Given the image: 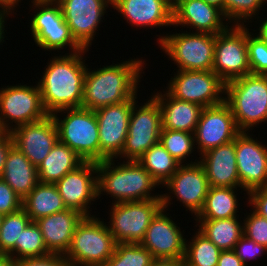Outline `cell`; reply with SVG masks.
I'll use <instances>...</instances> for the list:
<instances>
[{"mask_svg": "<svg viewBox=\"0 0 267 266\" xmlns=\"http://www.w3.org/2000/svg\"><path fill=\"white\" fill-rule=\"evenodd\" d=\"M22 208L34 222L67 209L55 184L41 182L22 200Z\"/></svg>", "mask_w": 267, "mask_h": 266, "instance_id": "30", "label": "cell"}, {"mask_svg": "<svg viewBox=\"0 0 267 266\" xmlns=\"http://www.w3.org/2000/svg\"><path fill=\"white\" fill-rule=\"evenodd\" d=\"M261 20H260V19ZM259 18H256L257 20H256V23H257V21L259 20V22L257 23L259 26V28H257L256 30H255V28H254V30H252L253 32H256L255 33V35L257 36V37H259L264 43H266L267 44V17H265V18H261V17H259ZM264 20V21H263ZM257 30L259 31V32H257Z\"/></svg>", "mask_w": 267, "mask_h": 266, "instance_id": "48", "label": "cell"}, {"mask_svg": "<svg viewBox=\"0 0 267 266\" xmlns=\"http://www.w3.org/2000/svg\"><path fill=\"white\" fill-rule=\"evenodd\" d=\"M52 117L61 143L74 150L84 161L100 162L99 129L95 111L83 107L62 109L53 113Z\"/></svg>", "mask_w": 267, "mask_h": 266, "instance_id": "8", "label": "cell"}, {"mask_svg": "<svg viewBox=\"0 0 267 266\" xmlns=\"http://www.w3.org/2000/svg\"><path fill=\"white\" fill-rule=\"evenodd\" d=\"M20 3H21V0H0V7L9 8L17 12L16 8L20 7L19 5Z\"/></svg>", "mask_w": 267, "mask_h": 266, "instance_id": "50", "label": "cell"}, {"mask_svg": "<svg viewBox=\"0 0 267 266\" xmlns=\"http://www.w3.org/2000/svg\"><path fill=\"white\" fill-rule=\"evenodd\" d=\"M144 103L133 102L128 135L121 154L116 158L137 161L152 145L160 141L162 114L158 101L151 95ZM122 158V159H121Z\"/></svg>", "mask_w": 267, "mask_h": 266, "instance_id": "9", "label": "cell"}, {"mask_svg": "<svg viewBox=\"0 0 267 266\" xmlns=\"http://www.w3.org/2000/svg\"><path fill=\"white\" fill-rule=\"evenodd\" d=\"M137 161L158 182L160 187L171 178L181 165L160 141L145 151Z\"/></svg>", "mask_w": 267, "mask_h": 266, "instance_id": "32", "label": "cell"}, {"mask_svg": "<svg viewBox=\"0 0 267 266\" xmlns=\"http://www.w3.org/2000/svg\"><path fill=\"white\" fill-rule=\"evenodd\" d=\"M225 102L241 132L267 123V81L262 75H245L225 84Z\"/></svg>", "mask_w": 267, "mask_h": 266, "instance_id": "4", "label": "cell"}, {"mask_svg": "<svg viewBox=\"0 0 267 266\" xmlns=\"http://www.w3.org/2000/svg\"><path fill=\"white\" fill-rule=\"evenodd\" d=\"M88 51L91 50L54 54L46 62L41 79L36 82L41 91L43 106L49 115L62 109L82 107L84 78L89 66L85 63Z\"/></svg>", "mask_w": 267, "mask_h": 266, "instance_id": "2", "label": "cell"}, {"mask_svg": "<svg viewBox=\"0 0 267 266\" xmlns=\"http://www.w3.org/2000/svg\"><path fill=\"white\" fill-rule=\"evenodd\" d=\"M172 11V26L189 28V32L216 35L224 32L230 25L220 9L203 0H176Z\"/></svg>", "mask_w": 267, "mask_h": 266, "instance_id": "22", "label": "cell"}, {"mask_svg": "<svg viewBox=\"0 0 267 266\" xmlns=\"http://www.w3.org/2000/svg\"><path fill=\"white\" fill-rule=\"evenodd\" d=\"M217 266H246L233 250H224L220 253Z\"/></svg>", "mask_w": 267, "mask_h": 266, "instance_id": "46", "label": "cell"}, {"mask_svg": "<svg viewBox=\"0 0 267 266\" xmlns=\"http://www.w3.org/2000/svg\"><path fill=\"white\" fill-rule=\"evenodd\" d=\"M117 161L97 162L98 199L103 194L110 195L112 204L162 199L161 192L152 193L160 185L138 161Z\"/></svg>", "mask_w": 267, "mask_h": 266, "instance_id": "3", "label": "cell"}, {"mask_svg": "<svg viewBox=\"0 0 267 266\" xmlns=\"http://www.w3.org/2000/svg\"><path fill=\"white\" fill-rule=\"evenodd\" d=\"M95 110L99 129L100 162L116 159L123 149L128 135L133 102L139 97Z\"/></svg>", "mask_w": 267, "mask_h": 266, "instance_id": "16", "label": "cell"}, {"mask_svg": "<svg viewBox=\"0 0 267 266\" xmlns=\"http://www.w3.org/2000/svg\"><path fill=\"white\" fill-rule=\"evenodd\" d=\"M263 0H224V16L228 23L233 25H250L252 22L263 15L259 12L265 8ZM260 13V14H259ZM257 16V17H256ZM251 22V24H249Z\"/></svg>", "mask_w": 267, "mask_h": 266, "instance_id": "37", "label": "cell"}, {"mask_svg": "<svg viewBox=\"0 0 267 266\" xmlns=\"http://www.w3.org/2000/svg\"><path fill=\"white\" fill-rule=\"evenodd\" d=\"M151 266H185L183 259H155Z\"/></svg>", "mask_w": 267, "mask_h": 266, "instance_id": "49", "label": "cell"}, {"mask_svg": "<svg viewBox=\"0 0 267 266\" xmlns=\"http://www.w3.org/2000/svg\"><path fill=\"white\" fill-rule=\"evenodd\" d=\"M162 208L168 210L173 198L181 202L186 211L189 210L195 218L201 211L210 185L203 165L198 161L191 164H181L171 178L161 186ZM174 195V196H173Z\"/></svg>", "mask_w": 267, "mask_h": 266, "instance_id": "12", "label": "cell"}, {"mask_svg": "<svg viewBox=\"0 0 267 266\" xmlns=\"http://www.w3.org/2000/svg\"><path fill=\"white\" fill-rule=\"evenodd\" d=\"M164 94H163V93ZM152 96L158 101L162 114V129L194 133L203 106L174 98L166 88Z\"/></svg>", "mask_w": 267, "mask_h": 266, "instance_id": "26", "label": "cell"}, {"mask_svg": "<svg viewBox=\"0 0 267 266\" xmlns=\"http://www.w3.org/2000/svg\"><path fill=\"white\" fill-rule=\"evenodd\" d=\"M233 251L246 266H250V260L260 259V256L267 253V248L243 235L235 244Z\"/></svg>", "mask_w": 267, "mask_h": 266, "instance_id": "41", "label": "cell"}, {"mask_svg": "<svg viewBox=\"0 0 267 266\" xmlns=\"http://www.w3.org/2000/svg\"><path fill=\"white\" fill-rule=\"evenodd\" d=\"M254 136L240 132L235 137L237 171L241 188L247 192L267 187V145Z\"/></svg>", "mask_w": 267, "mask_h": 266, "instance_id": "19", "label": "cell"}, {"mask_svg": "<svg viewBox=\"0 0 267 266\" xmlns=\"http://www.w3.org/2000/svg\"><path fill=\"white\" fill-rule=\"evenodd\" d=\"M112 7L136 30L173 25V4L168 0H112Z\"/></svg>", "mask_w": 267, "mask_h": 266, "instance_id": "23", "label": "cell"}, {"mask_svg": "<svg viewBox=\"0 0 267 266\" xmlns=\"http://www.w3.org/2000/svg\"><path fill=\"white\" fill-rule=\"evenodd\" d=\"M22 208V198L0 177V214L8 215Z\"/></svg>", "mask_w": 267, "mask_h": 266, "instance_id": "42", "label": "cell"}, {"mask_svg": "<svg viewBox=\"0 0 267 266\" xmlns=\"http://www.w3.org/2000/svg\"><path fill=\"white\" fill-rule=\"evenodd\" d=\"M55 186L67 209L76 210L85 217L94 216L90 206L98 200L97 162L84 161L56 182Z\"/></svg>", "mask_w": 267, "mask_h": 266, "instance_id": "17", "label": "cell"}, {"mask_svg": "<svg viewBox=\"0 0 267 266\" xmlns=\"http://www.w3.org/2000/svg\"><path fill=\"white\" fill-rule=\"evenodd\" d=\"M166 209L161 208L152 218L140 244L152 253L155 259H183L185 253V230ZM182 230V231H181ZM184 232V233H183Z\"/></svg>", "mask_w": 267, "mask_h": 266, "instance_id": "20", "label": "cell"}, {"mask_svg": "<svg viewBox=\"0 0 267 266\" xmlns=\"http://www.w3.org/2000/svg\"><path fill=\"white\" fill-rule=\"evenodd\" d=\"M13 145L11 133L8 131H0V176L4 170L7 154Z\"/></svg>", "mask_w": 267, "mask_h": 266, "instance_id": "45", "label": "cell"}, {"mask_svg": "<svg viewBox=\"0 0 267 266\" xmlns=\"http://www.w3.org/2000/svg\"><path fill=\"white\" fill-rule=\"evenodd\" d=\"M3 215L0 214V226H1V221H2Z\"/></svg>", "mask_w": 267, "mask_h": 266, "instance_id": "54", "label": "cell"}, {"mask_svg": "<svg viewBox=\"0 0 267 266\" xmlns=\"http://www.w3.org/2000/svg\"><path fill=\"white\" fill-rule=\"evenodd\" d=\"M108 212V228L116 243H140L162 199L114 203Z\"/></svg>", "mask_w": 267, "mask_h": 266, "instance_id": "11", "label": "cell"}, {"mask_svg": "<svg viewBox=\"0 0 267 266\" xmlns=\"http://www.w3.org/2000/svg\"><path fill=\"white\" fill-rule=\"evenodd\" d=\"M238 191L241 194L242 191L246 192L244 193V197L248 195V192L241 187H210L203 207L194 220H216L239 217L240 215L237 213L241 205L239 202L240 193Z\"/></svg>", "mask_w": 267, "mask_h": 266, "instance_id": "28", "label": "cell"}, {"mask_svg": "<svg viewBox=\"0 0 267 266\" xmlns=\"http://www.w3.org/2000/svg\"><path fill=\"white\" fill-rule=\"evenodd\" d=\"M0 177L22 200L39 183L37 167L14 145L7 154Z\"/></svg>", "mask_w": 267, "mask_h": 266, "instance_id": "27", "label": "cell"}, {"mask_svg": "<svg viewBox=\"0 0 267 266\" xmlns=\"http://www.w3.org/2000/svg\"><path fill=\"white\" fill-rule=\"evenodd\" d=\"M10 133L14 146L37 168L59 140L52 115L38 122L20 125Z\"/></svg>", "mask_w": 267, "mask_h": 266, "instance_id": "21", "label": "cell"}, {"mask_svg": "<svg viewBox=\"0 0 267 266\" xmlns=\"http://www.w3.org/2000/svg\"><path fill=\"white\" fill-rule=\"evenodd\" d=\"M31 3L29 7L35 11L31 13L30 18H32L29 19L31 21L28 26H30L31 40L35 42L39 50L41 48L43 51H53V54L56 50L64 54L67 47L69 51L66 52L68 54L83 50L72 37L64 20L60 4L56 0H32Z\"/></svg>", "mask_w": 267, "mask_h": 266, "instance_id": "5", "label": "cell"}, {"mask_svg": "<svg viewBox=\"0 0 267 266\" xmlns=\"http://www.w3.org/2000/svg\"><path fill=\"white\" fill-rule=\"evenodd\" d=\"M121 60L101 68H88L84 78L82 107L90 110L122 103L132 99L140 88L146 67V59ZM145 65V66H144ZM144 69V70H143Z\"/></svg>", "mask_w": 267, "mask_h": 266, "instance_id": "1", "label": "cell"}, {"mask_svg": "<svg viewBox=\"0 0 267 266\" xmlns=\"http://www.w3.org/2000/svg\"><path fill=\"white\" fill-rule=\"evenodd\" d=\"M247 196V201H245L248 203L247 207L251 206L250 209L267 218V187L253 189L248 192Z\"/></svg>", "mask_w": 267, "mask_h": 266, "instance_id": "43", "label": "cell"}, {"mask_svg": "<svg viewBox=\"0 0 267 266\" xmlns=\"http://www.w3.org/2000/svg\"><path fill=\"white\" fill-rule=\"evenodd\" d=\"M16 266H69L63 255L49 254L44 257L24 258L15 261Z\"/></svg>", "mask_w": 267, "mask_h": 266, "instance_id": "44", "label": "cell"}, {"mask_svg": "<svg viewBox=\"0 0 267 266\" xmlns=\"http://www.w3.org/2000/svg\"><path fill=\"white\" fill-rule=\"evenodd\" d=\"M190 240L186 238L184 265L185 266H217L222 252L214 243L198 230L193 232Z\"/></svg>", "mask_w": 267, "mask_h": 266, "instance_id": "33", "label": "cell"}, {"mask_svg": "<svg viewBox=\"0 0 267 266\" xmlns=\"http://www.w3.org/2000/svg\"><path fill=\"white\" fill-rule=\"evenodd\" d=\"M23 84L0 88V131L11 132L20 125L38 122L49 115L43 106L38 83L34 86Z\"/></svg>", "mask_w": 267, "mask_h": 266, "instance_id": "10", "label": "cell"}, {"mask_svg": "<svg viewBox=\"0 0 267 266\" xmlns=\"http://www.w3.org/2000/svg\"><path fill=\"white\" fill-rule=\"evenodd\" d=\"M98 215L84 217L77 225L64 255L69 266H104L116 242L106 222Z\"/></svg>", "mask_w": 267, "mask_h": 266, "instance_id": "6", "label": "cell"}, {"mask_svg": "<svg viewBox=\"0 0 267 266\" xmlns=\"http://www.w3.org/2000/svg\"><path fill=\"white\" fill-rule=\"evenodd\" d=\"M247 52L251 74L263 75L267 71V44L257 37L248 25Z\"/></svg>", "mask_w": 267, "mask_h": 266, "instance_id": "39", "label": "cell"}, {"mask_svg": "<svg viewBox=\"0 0 267 266\" xmlns=\"http://www.w3.org/2000/svg\"><path fill=\"white\" fill-rule=\"evenodd\" d=\"M84 217L76 210L65 209L36 220L47 250L51 254L64 256L70 247L77 225Z\"/></svg>", "mask_w": 267, "mask_h": 266, "instance_id": "25", "label": "cell"}, {"mask_svg": "<svg viewBox=\"0 0 267 266\" xmlns=\"http://www.w3.org/2000/svg\"><path fill=\"white\" fill-rule=\"evenodd\" d=\"M51 254L44 243L38 225L31 221L16 240V261L24 258L44 257Z\"/></svg>", "mask_w": 267, "mask_h": 266, "instance_id": "38", "label": "cell"}, {"mask_svg": "<svg viewBox=\"0 0 267 266\" xmlns=\"http://www.w3.org/2000/svg\"><path fill=\"white\" fill-rule=\"evenodd\" d=\"M267 81V71L262 75Z\"/></svg>", "mask_w": 267, "mask_h": 266, "instance_id": "53", "label": "cell"}, {"mask_svg": "<svg viewBox=\"0 0 267 266\" xmlns=\"http://www.w3.org/2000/svg\"><path fill=\"white\" fill-rule=\"evenodd\" d=\"M169 2H171L172 4L176 1V0H168Z\"/></svg>", "mask_w": 267, "mask_h": 266, "instance_id": "55", "label": "cell"}, {"mask_svg": "<svg viewBox=\"0 0 267 266\" xmlns=\"http://www.w3.org/2000/svg\"><path fill=\"white\" fill-rule=\"evenodd\" d=\"M240 132L230 106L225 101L205 107L194 131L198 155L233 141Z\"/></svg>", "mask_w": 267, "mask_h": 266, "instance_id": "18", "label": "cell"}, {"mask_svg": "<svg viewBox=\"0 0 267 266\" xmlns=\"http://www.w3.org/2000/svg\"><path fill=\"white\" fill-rule=\"evenodd\" d=\"M160 50L176 64V70L210 71L214 65L215 35L188 32L156 35ZM178 68V69H177Z\"/></svg>", "mask_w": 267, "mask_h": 266, "instance_id": "7", "label": "cell"}, {"mask_svg": "<svg viewBox=\"0 0 267 266\" xmlns=\"http://www.w3.org/2000/svg\"><path fill=\"white\" fill-rule=\"evenodd\" d=\"M14 13L16 14V12H14L13 10L9 9V8H3L0 7V45L5 44V32L7 31L5 28V24H7V21L9 19V17L13 16Z\"/></svg>", "mask_w": 267, "mask_h": 266, "instance_id": "47", "label": "cell"}, {"mask_svg": "<svg viewBox=\"0 0 267 266\" xmlns=\"http://www.w3.org/2000/svg\"><path fill=\"white\" fill-rule=\"evenodd\" d=\"M210 187H241L237 171L235 139L201 154Z\"/></svg>", "mask_w": 267, "mask_h": 266, "instance_id": "24", "label": "cell"}, {"mask_svg": "<svg viewBox=\"0 0 267 266\" xmlns=\"http://www.w3.org/2000/svg\"><path fill=\"white\" fill-rule=\"evenodd\" d=\"M83 162L74 150L58 140L37 168L39 182L55 184Z\"/></svg>", "mask_w": 267, "mask_h": 266, "instance_id": "29", "label": "cell"}, {"mask_svg": "<svg viewBox=\"0 0 267 266\" xmlns=\"http://www.w3.org/2000/svg\"><path fill=\"white\" fill-rule=\"evenodd\" d=\"M243 217V235L254 242L267 248V218L258 215L250 210V213Z\"/></svg>", "mask_w": 267, "mask_h": 266, "instance_id": "40", "label": "cell"}, {"mask_svg": "<svg viewBox=\"0 0 267 266\" xmlns=\"http://www.w3.org/2000/svg\"><path fill=\"white\" fill-rule=\"evenodd\" d=\"M207 4L215 6L216 8L220 9L224 14V0H203Z\"/></svg>", "mask_w": 267, "mask_h": 266, "instance_id": "52", "label": "cell"}, {"mask_svg": "<svg viewBox=\"0 0 267 266\" xmlns=\"http://www.w3.org/2000/svg\"><path fill=\"white\" fill-rule=\"evenodd\" d=\"M194 228L214 243L219 249L233 250L235 244L243 236V220L241 217L216 220H195Z\"/></svg>", "mask_w": 267, "mask_h": 266, "instance_id": "31", "label": "cell"}, {"mask_svg": "<svg viewBox=\"0 0 267 266\" xmlns=\"http://www.w3.org/2000/svg\"><path fill=\"white\" fill-rule=\"evenodd\" d=\"M160 142L181 164H191L199 161L198 158L195 160L192 158L194 154L196 155L194 133L162 129ZM190 157L192 158L191 161L189 160Z\"/></svg>", "mask_w": 267, "mask_h": 266, "instance_id": "35", "label": "cell"}, {"mask_svg": "<svg viewBox=\"0 0 267 266\" xmlns=\"http://www.w3.org/2000/svg\"><path fill=\"white\" fill-rule=\"evenodd\" d=\"M0 266H16L15 261H13L7 255L0 254Z\"/></svg>", "mask_w": 267, "mask_h": 266, "instance_id": "51", "label": "cell"}, {"mask_svg": "<svg viewBox=\"0 0 267 266\" xmlns=\"http://www.w3.org/2000/svg\"><path fill=\"white\" fill-rule=\"evenodd\" d=\"M212 71L225 83L251 74L246 25L231 24L224 32L215 35Z\"/></svg>", "mask_w": 267, "mask_h": 266, "instance_id": "14", "label": "cell"}, {"mask_svg": "<svg viewBox=\"0 0 267 266\" xmlns=\"http://www.w3.org/2000/svg\"><path fill=\"white\" fill-rule=\"evenodd\" d=\"M56 1L60 4L72 37L83 49L89 50L93 39L97 36L98 28L104 22V15H108L105 14L107 9H112V0Z\"/></svg>", "mask_w": 267, "mask_h": 266, "instance_id": "15", "label": "cell"}, {"mask_svg": "<svg viewBox=\"0 0 267 266\" xmlns=\"http://www.w3.org/2000/svg\"><path fill=\"white\" fill-rule=\"evenodd\" d=\"M166 90L176 99L205 107L225 101V82L212 70H176Z\"/></svg>", "mask_w": 267, "mask_h": 266, "instance_id": "13", "label": "cell"}, {"mask_svg": "<svg viewBox=\"0 0 267 266\" xmlns=\"http://www.w3.org/2000/svg\"><path fill=\"white\" fill-rule=\"evenodd\" d=\"M31 222L23 208L4 215L0 226V254L16 261V240L24 228Z\"/></svg>", "mask_w": 267, "mask_h": 266, "instance_id": "34", "label": "cell"}, {"mask_svg": "<svg viewBox=\"0 0 267 266\" xmlns=\"http://www.w3.org/2000/svg\"><path fill=\"white\" fill-rule=\"evenodd\" d=\"M155 258L140 243H116L113 255L104 266H151Z\"/></svg>", "mask_w": 267, "mask_h": 266, "instance_id": "36", "label": "cell"}]
</instances>
